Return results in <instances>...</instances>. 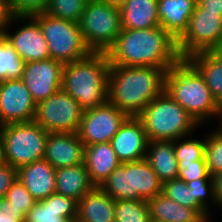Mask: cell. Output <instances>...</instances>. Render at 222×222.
<instances>
[{"label": "cell", "instance_id": "obj_1", "mask_svg": "<svg viewBox=\"0 0 222 222\" xmlns=\"http://www.w3.org/2000/svg\"><path fill=\"white\" fill-rule=\"evenodd\" d=\"M110 65L152 66L168 70L182 58L177 41L162 27L122 29L107 51Z\"/></svg>", "mask_w": 222, "mask_h": 222}, {"label": "cell", "instance_id": "obj_2", "mask_svg": "<svg viewBox=\"0 0 222 222\" xmlns=\"http://www.w3.org/2000/svg\"><path fill=\"white\" fill-rule=\"evenodd\" d=\"M167 70L152 66L110 65L108 102L136 117L154 98L165 91Z\"/></svg>", "mask_w": 222, "mask_h": 222}, {"label": "cell", "instance_id": "obj_3", "mask_svg": "<svg viewBox=\"0 0 222 222\" xmlns=\"http://www.w3.org/2000/svg\"><path fill=\"white\" fill-rule=\"evenodd\" d=\"M165 92L200 126L214 119L217 121L220 104L200 73L186 59H181L167 70Z\"/></svg>", "mask_w": 222, "mask_h": 222}, {"label": "cell", "instance_id": "obj_4", "mask_svg": "<svg viewBox=\"0 0 222 222\" xmlns=\"http://www.w3.org/2000/svg\"><path fill=\"white\" fill-rule=\"evenodd\" d=\"M109 70L107 54L91 52L83 59L64 64L61 88L84 110L103 105L108 101Z\"/></svg>", "mask_w": 222, "mask_h": 222}, {"label": "cell", "instance_id": "obj_5", "mask_svg": "<svg viewBox=\"0 0 222 222\" xmlns=\"http://www.w3.org/2000/svg\"><path fill=\"white\" fill-rule=\"evenodd\" d=\"M136 117L141 121L148 141H173L182 136H192L200 127L165 91L154 98Z\"/></svg>", "mask_w": 222, "mask_h": 222}, {"label": "cell", "instance_id": "obj_6", "mask_svg": "<svg viewBox=\"0 0 222 222\" xmlns=\"http://www.w3.org/2000/svg\"><path fill=\"white\" fill-rule=\"evenodd\" d=\"M99 187L114 200L148 201L162 193L163 183L144 158L121 163Z\"/></svg>", "mask_w": 222, "mask_h": 222}, {"label": "cell", "instance_id": "obj_7", "mask_svg": "<svg viewBox=\"0 0 222 222\" xmlns=\"http://www.w3.org/2000/svg\"><path fill=\"white\" fill-rule=\"evenodd\" d=\"M48 134L34 121L2 125L0 140L4 163L19 169L44 159Z\"/></svg>", "mask_w": 222, "mask_h": 222}, {"label": "cell", "instance_id": "obj_8", "mask_svg": "<svg viewBox=\"0 0 222 222\" xmlns=\"http://www.w3.org/2000/svg\"><path fill=\"white\" fill-rule=\"evenodd\" d=\"M78 24L91 52L107 53L122 30L120 10L100 0H88Z\"/></svg>", "mask_w": 222, "mask_h": 222}, {"label": "cell", "instance_id": "obj_9", "mask_svg": "<svg viewBox=\"0 0 222 222\" xmlns=\"http://www.w3.org/2000/svg\"><path fill=\"white\" fill-rule=\"evenodd\" d=\"M31 16L39 24L53 60L65 64L83 59L91 53L78 23L55 18L45 12Z\"/></svg>", "mask_w": 222, "mask_h": 222}, {"label": "cell", "instance_id": "obj_10", "mask_svg": "<svg viewBox=\"0 0 222 222\" xmlns=\"http://www.w3.org/2000/svg\"><path fill=\"white\" fill-rule=\"evenodd\" d=\"M84 109L62 88L36 104L33 121L49 133H77Z\"/></svg>", "mask_w": 222, "mask_h": 222}, {"label": "cell", "instance_id": "obj_11", "mask_svg": "<svg viewBox=\"0 0 222 222\" xmlns=\"http://www.w3.org/2000/svg\"><path fill=\"white\" fill-rule=\"evenodd\" d=\"M222 44V15L203 9L198 3L188 22V28L177 40L182 59L200 51H210Z\"/></svg>", "mask_w": 222, "mask_h": 222}, {"label": "cell", "instance_id": "obj_12", "mask_svg": "<svg viewBox=\"0 0 222 222\" xmlns=\"http://www.w3.org/2000/svg\"><path fill=\"white\" fill-rule=\"evenodd\" d=\"M15 21L23 22V26L11 32ZM25 21V22H24ZM28 21V22H26ZM13 23V24H12ZM12 24V25H11ZM8 43L16 50L25 63L50 59L47 40L37 21L32 16L12 15L11 19L0 31Z\"/></svg>", "mask_w": 222, "mask_h": 222}, {"label": "cell", "instance_id": "obj_13", "mask_svg": "<svg viewBox=\"0 0 222 222\" xmlns=\"http://www.w3.org/2000/svg\"><path fill=\"white\" fill-rule=\"evenodd\" d=\"M128 117L107 101L103 105L84 110L78 136L85 146L110 142Z\"/></svg>", "mask_w": 222, "mask_h": 222}, {"label": "cell", "instance_id": "obj_14", "mask_svg": "<svg viewBox=\"0 0 222 222\" xmlns=\"http://www.w3.org/2000/svg\"><path fill=\"white\" fill-rule=\"evenodd\" d=\"M36 102L21 79L0 81V125L31 122Z\"/></svg>", "mask_w": 222, "mask_h": 222}, {"label": "cell", "instance_id": "obj_15", "mask_svg": "<svg viewBox=\"0 0 222 222\" xmlns=\"http://www.w3.org/2000/svg\"><path fill=\"white\" fill-rule=\"evenodd\" d=\"M64 64L52 58L25 63L21 80L36 104L62 87Z\"/></svg>", "mask_w": 222, "mask_h": 222}, {"label": "cell", "instance_id": "obj_16", "mask_svg": "<svg viewBox=\"0 0 222 222\" xmlns=\"http://www.w3.org/2000/svg\"><path fill=\"white\" fill-rule=\"evenodd\" d=\"M148 142L141 121L137 117H128L110 144L118 159L124 163L144 159Z\"/></svg>", "mask_w": 222, "mask_h": 222}, {"label": "cell", "instance_id": "obj_17", "mask_svg": "<svg viewBox=\"0 0 222 222\" xmlns=\"http://www.w3.org/2000/svg\"><path fill=\"white\" fill-rule=\"evenodd\" d=\"M85 145L78 133H49L44 159L55 169L84 163Z\"/></svg>", "mask_w": 222, "mask_h": 222}, {"label": "cell", "instance_id": "obj_18", "mask_svg": "<svg viewBox=\"0 0 222 222\" xmlns=\"http://www.w3.org/2000/svg\"><path fill=\"white\" fill-rule=\"evenodd\" d=\"M17 178L36 201L46 199L55 193V168L45 159L17 169Z\"/></svg>", "mask_w": 222, "mask_h": 222}, {"label": "cell", "instance_id": "obj_19", "mask_svg": "<svg viewBox=\"0 0 222 222\" xmlns=\"http://www.w3.org/2000/svg\"><path fill=\"white\" fill-rule=\"evenodd\" d=\"M76 217L77 201L55 192L37 201L25 216V222H71Z\"/></svg>", "mask_w": 222, "mask_h": 222}, {"label": "cell", "instance_id": "obj_20", "mask_svg": "<svg viewBox=\"0 0 222 222\" xmlns=\"http://www.w3.org/2000/svg\"><path fill=\"white\" fill-rule=\"evenodd\" d=\"M197 0H158L159 25L176 41L188 28Z\"/></svg>", "mask_w": 222, "mask_h": 222}, {"label": "cell", "instance_id": "obj_21", "mask_svg": "<svg viewBox=\"0 0 222 222\" xmlns=\"http://www.w3.org/2000/svg\"><path fill=\"white\" fill-rule=\"evenodd\" d=\"M121 163L110 142L85 146L84 164L95 186H100Z\"/></svg>", "mask_w": 222, "mask_h": 222}, {"label": "cell", "instance_id": "obj_22", "mask_svg": "<svg viewBox=\"0 0 222 222\" xmlns=\"http://www.w3.org/2000/svg\"><path fill=\"white\" fill-rule=\"evenodd\" d=\"M115 200L95 186L77 202V218L83 222H115Z\"/></svg>", "mask_w": 222, "mask_h": 222}, {"label": "cell", "instance_id": "obj_23", "mask_svg": "<svg viewBox=\"0 0 222 222\" xmlns=\"http://www.w3.org/2000/svg\"><path fill=\"white\" fill-rule=\"evenodd\" d=\"M95 185L91 182L84 163L55 169V192L77 202Z\"/></svg>", "mask_w": 222, "mask_h": 222}, {"label": "cell", "instance_id": "obj_24", "mask_svg": "<svg viewBox=\"0 0 222 222\" xmlns=\"http://www.w3.org/2000/svg\"><path fill=\"white\" fill-rule=\"evenodd\" d=\"M158 0H127L119 9L122 29H149L159 25Z\"/></svg>", "mask_w": 222, "mask_h": 222}, {"label": "cell", "instance_id": "obj_25", "mask_svg": "<svg viewBox=\"0 0 222 222\" xmlns=\"http://www.w3.org/2000/svg\"><path fill=\"white\" fill-rule=\"evenodd\" d=\"M145 159L162 183L177 178L178 162L173 141H149Z\"/></svg>", "mask_w": 222, "mask_h": 222}, {"label": "cell", "instance_id": "obj_26", "mask_svg": "<svg viewBox=\"0 0 222 222\" xmlns=\"http://www.w3.org/2000/svg\"><path fill=\"white\" fill-rule=\"evenodd\" d=\"M150 218L163 222H198L203 216L189 207L176 203L164 194H158L148 201Z\"/></svg>", "mask_w": 222, "mask_h": 222}, {"label": "cell", "instance_id": "obj_27", "mask_svg": "<svg viewBox=\"0 0 222 222\" xmlns=\"http://www.w3.org/2000/svg\"><path fill=\"white\" fill-rule=\"evenodd\" d=\"M186 60L200 73L216 101L222 103V64L210 51L189 55Z\"/></svg>", "mask_w": 222, "mask_h": 222}, {"label": "cell", "instance_id": "obj_28", "mask_svg": "<svg viewBox=\"0 0 222 222\" xmlns=\"http://www.w3.org/2000/svg\"><path fill=\"white\" fill-rule=\"evenodd\" d=\"M162 194L176 203L197 210L203 217L211 214L195 199L192 189L182 179L175 178L163 183Z\"/></svg>", "mask_w": 222, "mask_h": 222}, {"label": "cell", "instance_id": "obj_29", "mask_svg": "<svg viewBox=\"0 0 222 222\" xmlns=\"http://www.w3.org/2000/svg\"><path fill=\"white\" fill-rule=\"evenodd\" d=\"M25 62L0 33V81L21 79Z\"/></svg>", "mask_w": 222, "mask_h": 222}, {"label": "cell", "instance_id": "obj_30", "mask_svg": "<svg viewBox=\"0 0 222 222\" xmlns=\"http://www.w3.org/2000/svg\"><path fill=\"white\" fill-rule=\"evenodd\" d=\"M115 222H150V211L144 200H115Z\"/></svg>", "mask_w": 222, "mask_h": 222}, {"label": "cell", "instance_id": "obj_31", "mask_svg": "<svg viewBox=\"0 0 222 222\" xmlns=\"http://www.w3.org/2000/svg\"><path fill=\"white\" fill-rule=\"evenodd\" d=\"M173 145L177 164H190L192 161L205 158L206 136L203 139H193L190 135L182 136L173 140Z\"/></svg>", "mask_w": 222, "mask_h": 222}, {"label": "cell", "instance_id": "obj_32", "mask_svg": "<svg viewBox=\"0 0 222 222\" xmlns=\"http://www.w3.org/2000/svg\"><path fill=\"white\" fill-rule=\"evenodd\" d=\"M88 0H50L45 13L78 23Z\"/></svg>", "mask_w": 222, "mask_h": 222}, {"label": "cell", "instance_id": "obj_33", "mask_svg": "<svg viewBox=\"0 0 222 222\" xmlns=\"http://www.w3.org/2000/svg\"><path fill=\"white\" fill-rule=\"evenodd\" d=\"M204 157L211 176L222 172V132L217 128L207 133Z\"/></svg>", "mask_w": 222, "mask_h": 222}, {"label": "cell", "instance_id": "obj_34", "mask_svg": "<svg viewBox=\"0 0 222 222\" xmlns=\"http://www.w3.org/2000/svg\"><path fill=\"white\" fill-rule=\"evenodd\" d=\"M192 189L195 199L211 213L210 205L217 207V200L215 197L213 178H197L186 183Z\"/></svg>", "mask_w": 222, "mask_h": 222}, {"label": "cell", "instance_id": "obj_35", "mask_svg": "<svg viewBox=\"0 0 222 222\" xmlns=\"http://www.w3.org/2000/svg\"><path fill=\"white\" fill-rule=\"evenodd\" d=\"M12 205L20 209L26 216L29 210L37 203L27 191L24 184L17 178L11 188L6 192L5 197Z\"/></svg>", "mask_w": 222, "mask_h": 222}, {"label": "cell", "instance_id": "obj_36", "mask_svg": "<svg viewBox=\"0 0 222 222\" xmlns=\"http://www.w3.org/2000/svg\"><path fill=\"white\" fill-rule=\"evenodd\" d=\"M178 174L177 178L183 181L190 182L197 178H212L209 174L205 158L198 161H192L190 164H177Z\"/></svg>", "mask_w": 222, "mask_h": 222}, {"label": "cell", "instance_id": "obj_37", "mask_svg": "<svg viewBox=\"0 0 222 222\" xmlns=\"http://www.w3.org/2000/svg\"><path fill=\"white\" fill-rule=\"evenodd\" d=\"M50 0H11L10 8L12 15L31 16L45 12Z\"/></svg>", "mask_w": 222, "mask_h": 222}, {"label": "cell", "instance_id": "obj_38", "mask_svg": "<svg viewBox=\"0 0 222 222\" xmlns=\"http://www.w3.org/2000/svg\"><path fill=\"white\" fill-rule=\"evenodd\" d=\"M0 222H25V215L3 197L0 199Z\"/></svg>", "mask_w": 222, "mask_h": 222}, {"label": "cell", "instance_id": "obj_39", "mask_svg": "<svg viewBox=\"0 0 222 222\" xmlns=\"http://www.w3.org/2000/svg\"><path fill=\"white\" fill-rule=\"evenodd\" d=\"M17 179V169L7 163L0 165V199L5 197L6 192L11 188Z\"/></svg>", "mask_w": 222, "mask_h": 222}, {"label": "cell", "instance_id": "obj_40", "mask_svg": "<svg viewBox=\"0 0 222 222\" xmlns=\"http://www.w3.org/2000/svg\"><path fill=\"white\" fill-rule=\"evenodd\" d=\"M11 17L10 2L8 0H0V31L8 23Z\"/></svg>", "mask_w": 222, "mask_h": 222}, {"label": "cell", "instance_id": "obj_41", "mask_svg": "<svg viewBox=\"0 0 222 222\" xmlns=\"http://www.w3.org/2000/svg\"><path fill=\"white\" fill-rule=\"evenodd\" d=\"M197 3L207 11L220 12L222 15V0H197Z\"/></svg>", "mask_w": 222, "mask_h": 222}, {"label": "cell", "instance_id": "obj_42", "mask_svg": "<svg viewBox=\"0 0 222 222\" xmlns=\"http://www.w3.org/2000/svg\"><path fill=\"white\" fill-rule=\"evenodd\" d=\"M217 206L222 210V172L212 176Z\"/></svg>", "mask_w": 222, "mask_h": 222}, {"label": "cell", "instance_id": "obj_43", "mask_svg": "<svg viewBox=\"0 0 222 222\" xmlns=\"http://www.w3.org/2000/svg\"><path fill=\"white\" fill-rule=\"evenodd\" d=\"M210 52L220 61L222 64V44L219 46H216L210 50Z\"/></svg>", "mask_w": 222, "mask_h": 222}, {"label": "cell", "instance_id": "obj_44", "mask_svg": "<svg viewBox=\"0 0 222 222\" xmlns=\"http://www.w3.org/2000/svg\"><path fill=\"white\" fill-rule=\"evenodd\" d=\"M100 1H103L113 7H117L118 9H120L126 3L127 0H100Z\"/></svg>", "mask_w": 222, "mask_h": 222}, {"label": "cell", "instance_id": "obj_45", "mask_svg": "<svg viewBox=\"0 0 222 222\" xmlns=\"http://www.w3.org/2000/svg\"><path fill=\"white\" fill-rule=\"evenodd\" d=\"M220 118V119H219ZM220 120V121H219ZM218 122V127L217 129L222 132V103L220 104V111H219V116H218V119H217Z\"/></svg>", "mask_w": 222, "mask_h": 222}, {"label": "cell", "instance_id": "obj_46", "mask_svg": "<svg viewBox=\"0 0 222 222\" xmlns=\"http://www.w3.org/2000/svg\"><path fill=\"white\" fill-rule=\"evenodd\" d=\"M211 216H212L211 214L208 216H205V217L201 218L198 222H212Z\"/></svg>", "mask_w": 222, "mask_h": 222}, {"label": "cell", "instance_id": "obj_47", "mask_svg": "<svg viewBox=\"0 0 222 222\" xmlns=\"http://www.w3.org/2000/svg\"><path fill=\"white\" fill-rule=\"evenodd\" d=\"M3 153H2V146H1V140H0V165L3 163Z\"/></svg>", "mask_w": 222, "mask_h": 222}, {"label": "cell", "instance_id": "obj_48", "mask_svg": "<svg viewBox=\"0 0 222 222\" xmlns=\"http://www.w3.org/2000/svg\"><path fill=\"white\" fill-rule=\"evenodd\" d=\"M71 222H83V221L76 217V218H73Z\"/></svg>", "mask_w": 222, "mask_h": 222}, {"label": "cell", "instance_id": "obj_49", "mask_svg": "<svg viewBox=\"0 0 222 222\" xmlns=\"http://www.w3.org/2000/svg\"><path fill=\"white\" fill-rule=\"evenodd\" d=\"M150 222H163V221H156L151 219Z\"/></svg>", "mask_w": 222, "mask_h": 222}]
</instances>
